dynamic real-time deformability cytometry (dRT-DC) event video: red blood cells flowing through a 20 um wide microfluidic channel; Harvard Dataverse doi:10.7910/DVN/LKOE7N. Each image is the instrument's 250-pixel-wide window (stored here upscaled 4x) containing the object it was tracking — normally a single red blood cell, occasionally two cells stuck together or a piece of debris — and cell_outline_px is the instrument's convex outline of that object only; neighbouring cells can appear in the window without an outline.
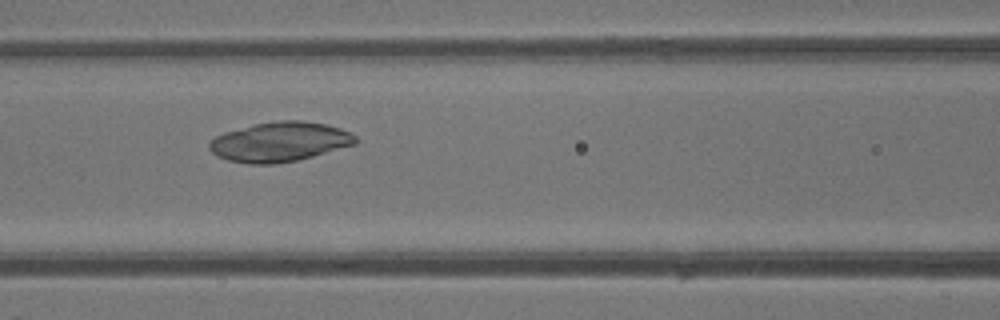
{"species": "common noctule bat (a hibernating species)", "species_latin": "Nyctalus noctula", "temperature_condition": "warm", "stored_images_in_passage": 5, "camera_frame_rate_fps": 3000, "um_per_image_px": 0.085, "animal": {"sex": "male", "body_mass_g": 13.3}, "frame": {"image": 1, "passage_image": 4, "time_ms": 3.667, "image_size_px": [1000, 320], "cell_outline_px": [[356, 144], [312, 156], [296, 160], [276, 164], [248, 164], [228, 160], [216, 156], [208, 148], [208, 144], [216, 136], [224, 132], [252, 124], [280, 120], [300, 120], [328, 124], [352, 132], [356, 136]], "centroid_in_image_um": [23.77, 12.05], "position_along_channel_um": 142.8, "area_um2": 33.93}}
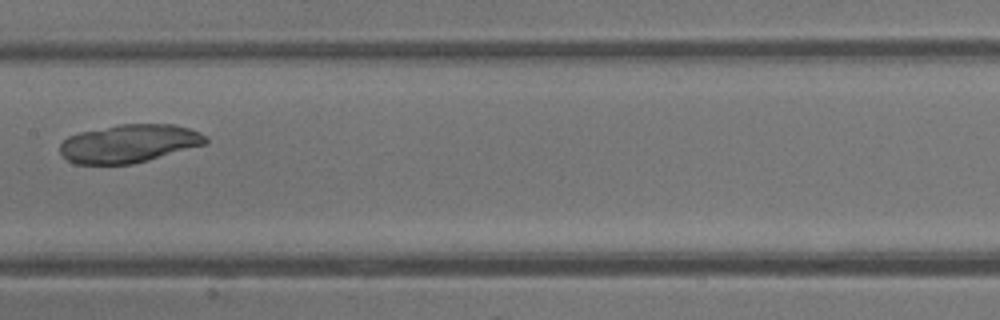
{"frame": {"image": 2, "passage_image": 5, "time_ms": 4.667, "image_size_px": [1000, 320], "cell_outline_px": [[208, 144], [148, 160], [132, 164], [76, 164], [68, 160], [60, 152], [60, 144], [68, 136], [80, 132], [120, 124], [172, 124], [188, 128], [200, 132], [208, 136]], "centroid_in_image_um": [11.01, 12.2], "position_along_channel_um": 196.4, "area_um2": 32.48}}